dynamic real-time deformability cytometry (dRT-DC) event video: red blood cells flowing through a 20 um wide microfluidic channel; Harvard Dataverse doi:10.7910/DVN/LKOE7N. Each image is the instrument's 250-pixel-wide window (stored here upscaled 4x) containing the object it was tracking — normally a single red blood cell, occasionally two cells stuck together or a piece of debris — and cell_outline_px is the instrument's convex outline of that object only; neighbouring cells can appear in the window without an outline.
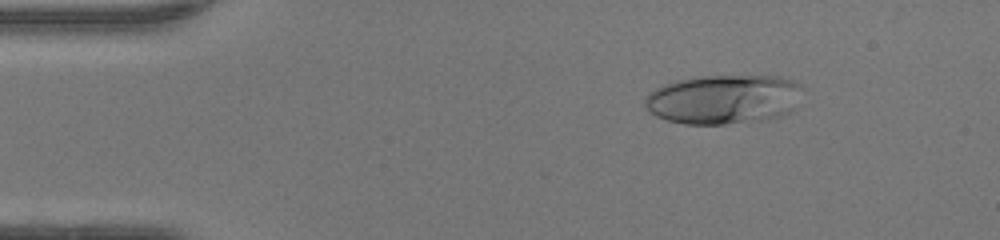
{"species": "human", "species_latin": "Homo sapiens", "temperature_condition": "warm", "stored_images_in_passage": 48, "camera_frame_rate_fps": 3000, "um_per_image_px": 0.085, "donor": {"sex": "female"}, "frame": {"image": 1, "passage_image": 7, "time_ms": 2.0, "image_size_px": [1000, 240], "cell_outline_px": [[804, 88], [792, 108], [788, 112], [780, 116], [764, 120], [724, 124], [684, 124], [668, 120], [656, 116], [644, 108], [644, 100], [648, 92], [664, 84], [676, 80], [700, 76], [780, 76], [792, 80], [800, 84]], "centroid_in_image_um": [61.48, 8.43], "position_along_channel_um": 23.5, "area_um2": 45.55}}
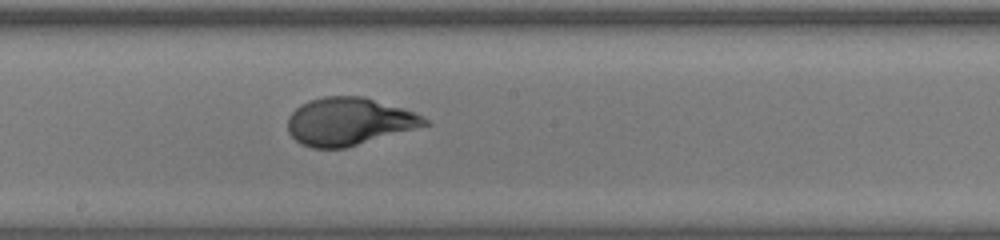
{"frame": {"image": 2, "passage_image": 26, "time_ms": 8.333, "image_size_px": [1000, 240], "cell_outline_px": [[432, 124], [344, 148], [312, 148], [300, 144], [288, 132], [288, 116], [300, 104], [308, 100], [324, 96], [364, 96], [404, 108], [424, 116]], "centroid_in_image_um": [29.66, 10.32], "position_along_channel_um": 218.5, "area_um2": 38.21}}
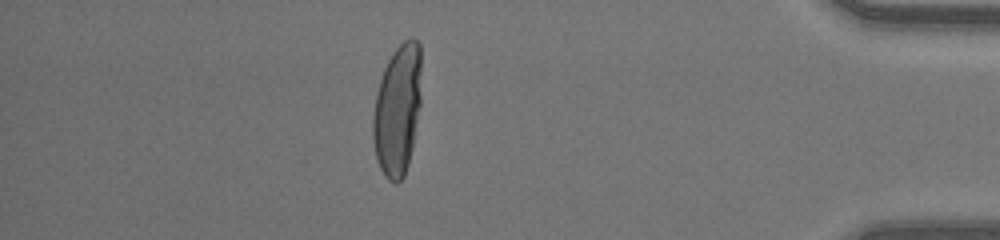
{"frame": {"image": 3, "passage_image": 42, "time_ms": 13.667, "image_size_px": [1000, 240], "cell_outline_px": [[420, 104], [412, 148], [408, 164], [404, 176], [396, 184], [388, 180], [384, 176], [376, 160], [372, 140], [372, 116], [376, 92], [384, 68], [392, 52], [404, 40], [412, 36], [420, 44]], "centroid_in_image_um": [33.76, 9.36], "position_along_channel_um": 401.4, "area_um2": 37.22}, "authors_computed_cell_mechanics": {"area_um2": 38.2058, "velocity_mm_per_s": 4.2663, "shape_relaxation_time_tau1_ms": 6.9763, "shape_relaxation_time_tau2_ms": null, "deformation_change_tau1": 0.3475, "deformation_change_tau2": null}}